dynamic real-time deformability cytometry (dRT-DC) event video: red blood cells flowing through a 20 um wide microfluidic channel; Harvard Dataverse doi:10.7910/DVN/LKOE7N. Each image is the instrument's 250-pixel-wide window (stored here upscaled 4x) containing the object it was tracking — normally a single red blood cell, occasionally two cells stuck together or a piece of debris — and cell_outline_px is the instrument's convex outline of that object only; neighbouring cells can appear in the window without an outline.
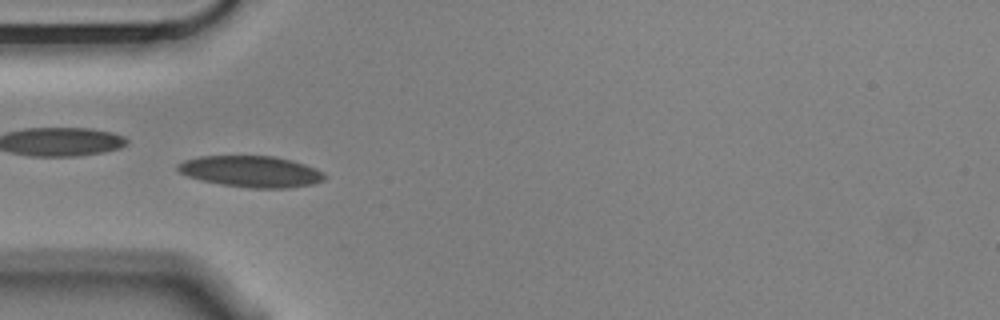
{"species": "Egyptian fruit bat (a non-hibernating species)", "species_latin": "Rousettus aegyptiacus", "temperature_condition": "cold", "stored_images_in_passage": 55, "camera_frame_rate_fps": 3000, "um_per_image_px": 0.085, "animal": {"sex": "male"}, "frame": {"image": 1, "passage_image": 16, "time_ms": 5.0, "image_size_px": [1000, 320], "cell_outline_px": [[328, 176], [324, 180], [312, 184], [288, 188], [248, 188], [220, 184], [200, 180], [188, 176], [180, 172], [176, 168], [176, 164], [184, 160], [200, 156], [276, 156], [292, 160], [316, 168], [324, 172]], "centroid_in_image_um": [21.36, 14.58], "position_along_channel_um": 63.6, "area_um2": 26.99}}
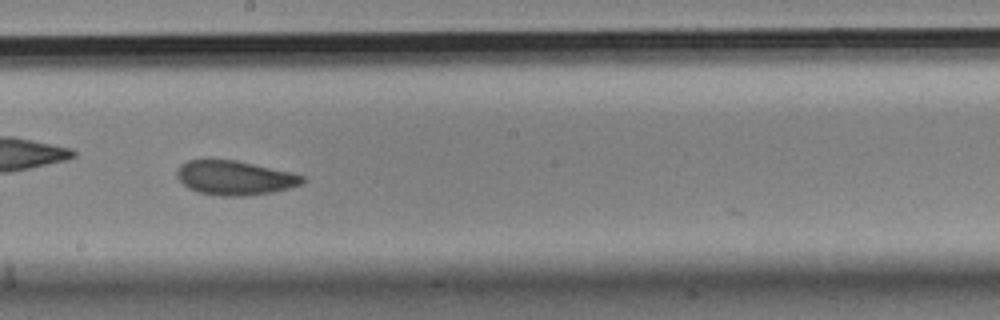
{"frame": {"image": 2, "passage_image": 30, "time_ms": 9.667, "image_size_px": [1000, 320], "cell_outline_px": [[304, 180], [300, 184], [292, 188], [272, 192], [244, 196], [220, 196], [196, 192], [188, 188], [176, 176], [176, 172], [180, 164], [188, 160], [236, 160], [292, 172], [304, 176]], "centroid_in_image_um": [19.95, 15.12], "position_along_channel_um": 228.3, "area_um2": 25.14}}
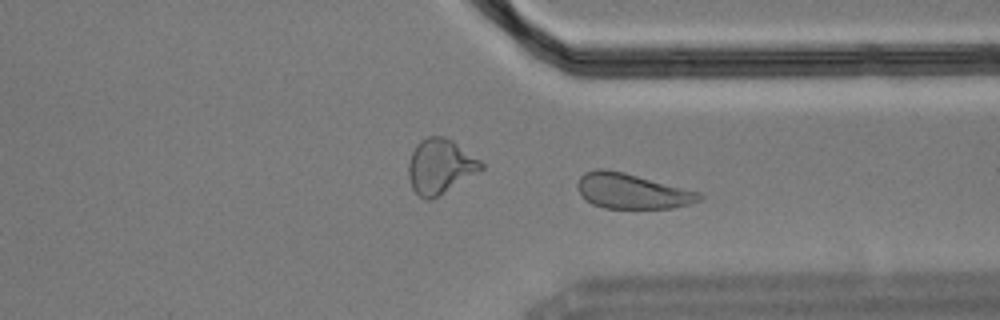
{"frame": {"image": 3, "passage_image": 41, "time_ms": 13.333, "image_size_px": [1000, 320], "cell_outline_px": [[704, 196], [700, 200], [688, 204], [672, 208], [604, 208], [592, 204], [580, 192], [576, 184], [580, 176], [584, 172], [596, 168], [604, 168], [624, 172], [700, 192]], "centroid_in_image_um": [53.71, 16.23], "position_along_channel_um": 357.7, "area_um2": 24.91}, "authors_computed_cell_mechanics": {"area_um2": 25.432, "velocity_mm_per_s": 3.5211, "shape_relaxation_time_tau1_ms": 3.7292, "shape_relaxation_time_tau2_ms": 2.6611, "deformation_change_tau1": 0.1091, "deformation_change_tau2": 0.0835}}